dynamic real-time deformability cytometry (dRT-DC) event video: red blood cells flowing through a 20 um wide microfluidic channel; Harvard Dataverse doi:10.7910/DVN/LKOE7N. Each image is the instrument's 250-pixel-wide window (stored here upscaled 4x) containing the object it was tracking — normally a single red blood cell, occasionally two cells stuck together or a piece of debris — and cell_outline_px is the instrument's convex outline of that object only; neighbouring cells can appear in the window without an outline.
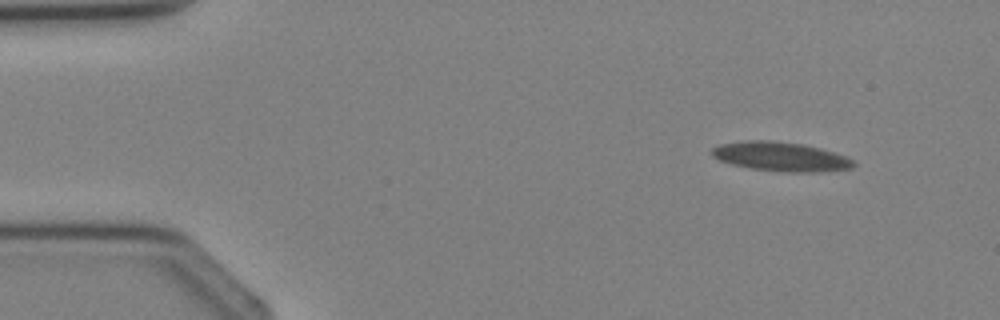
{"species": "Egyptian fruit bat (a non-hibernating species)", "species_latin": "Rousettus aegyptiacus", "temperature_condition": "cold", "stored_images_in_passage": 3, "camera_frame_rate_fps": 3000, "um_per_image_px": 0.085, "animal": {"sex": "female"}, "frame": {"image": 1, "passage_image": 1, "time_ms": 0.0, "image_size_px": [1000, 320], "cell_outline_px": [[856, 164], [852, 168], [812, 172], [788, 172], [752, 168], [732, 164], [720, 160], [712, 156], [712, 148], [720, 144], [744, 140], [772, 140], [804, 144], [820, 148], [848, 156]], "centroid_in_image_um": [66.37, 13.29], "position_along_channel_um": 18.6, "area_um2": 24.04}}
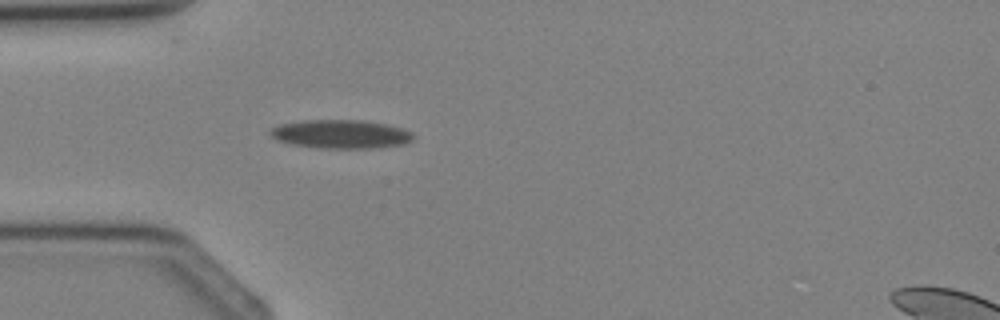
{"frame": {"image": 2, "passage_image": 3, "time_ms": 2.333, "image_size_px": [1000, 320], "cell_outline_px": [[416, 136], [412, 140], [404, 144], [376, 148], [316, 148], [292, 144], [276, 140], [268, 132], [268, 128], [280, 124], [304, 120], [364, 120], [388, 124], [412, 132]], "centroid_in_image_um": [28.96, 11.4], "position_along_channel_um": 56.0, "area_um2": 24.16}}